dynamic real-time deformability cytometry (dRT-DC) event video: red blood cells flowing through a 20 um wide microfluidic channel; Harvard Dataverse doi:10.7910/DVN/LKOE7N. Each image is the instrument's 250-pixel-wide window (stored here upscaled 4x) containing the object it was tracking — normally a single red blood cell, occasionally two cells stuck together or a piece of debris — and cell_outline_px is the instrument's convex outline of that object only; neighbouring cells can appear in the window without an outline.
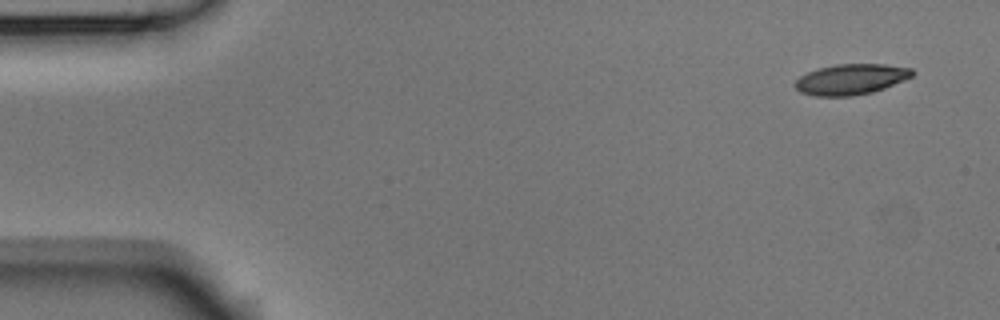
{"species": "Egyptian fruit bat (a non-hibernating species)", "species_latin": "Rousettus aegyptiacus", "temperature_condition": "room temperature", "stored_images_in_passage": 5, "camera_frame_rate_fps": 3000, "um_per_image_px": 0.085, "animal": {"sex": "male"}, "frame": {"image": 1, "passage_image": 1, "time_ms": 0.0, "image_size_px": [1000, 320], "cell_outline_px": [[912, 76], [884, 88], [872, 92], [852, 96], [812, 96], [800, 92], [792, 84], [800, 76], [808, 72], [820, 68], [836, 64], [884, 64], [912, 68]], "centroid_in_image_um": [72.28, 6.74], "position_along_channel_um": 12.7, "area_um2": 20.81}}
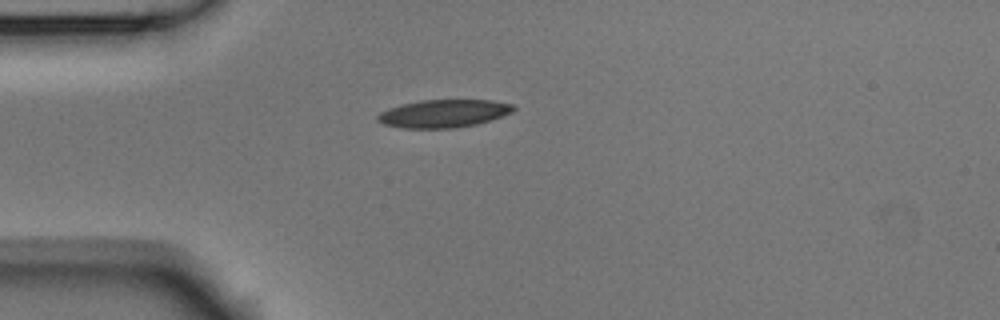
{"frame": {"image": 2, "passage_image": 4, "time_ms": 1.0, "image_size_px": [1000, 320], "cell_outline_px": [[516, 108], [512, 112], [476, 124], [456, 128], [404, 128], [384, 124], [376, 120], [376, 116], [380, 112], [388, 108], [420, 100], [492, 100], [512, 104]], "centroid_in_image_um": [37.68, 9.65], "position_along_channel_um": 47.3, "area_um2": 21.91}}